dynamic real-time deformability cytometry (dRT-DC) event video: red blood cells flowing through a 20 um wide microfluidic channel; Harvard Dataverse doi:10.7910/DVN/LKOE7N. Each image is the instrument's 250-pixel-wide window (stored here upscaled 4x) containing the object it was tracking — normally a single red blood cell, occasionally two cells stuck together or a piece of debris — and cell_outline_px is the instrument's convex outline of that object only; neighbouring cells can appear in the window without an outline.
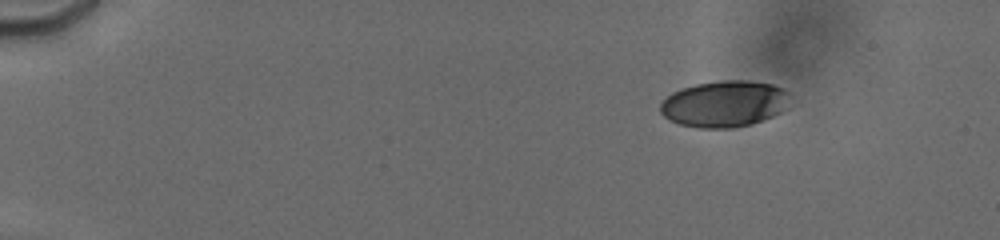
{"species": "human", "species_latin": "Homo sapiens", "temperature_condition": "cold", "stored_images_in_passage": 6, "camera_frame_rate_fps": 3000, "um_per_image_px": 0.085, "donor": {"sex": "male"}, "frame": {"image": 1, "passage_image": 2, "time_ms": 1.0, "image_size_px": [1000, 240], "cell_outline_px": [[792, 92], [788, 108], [772, 116], [752, 124], [732, 128], [696, 128], [680, 124], [664, 116], [660, 112], [660, 104], [672, 92], [680, 88], [696, 84], [720, 80], [748, 80], [772, 84], [784, 88]], "centroid_in_image_um": [61.63, 8.81], "position_along_channel_um": 23.4, "area_um2": 35.49}}